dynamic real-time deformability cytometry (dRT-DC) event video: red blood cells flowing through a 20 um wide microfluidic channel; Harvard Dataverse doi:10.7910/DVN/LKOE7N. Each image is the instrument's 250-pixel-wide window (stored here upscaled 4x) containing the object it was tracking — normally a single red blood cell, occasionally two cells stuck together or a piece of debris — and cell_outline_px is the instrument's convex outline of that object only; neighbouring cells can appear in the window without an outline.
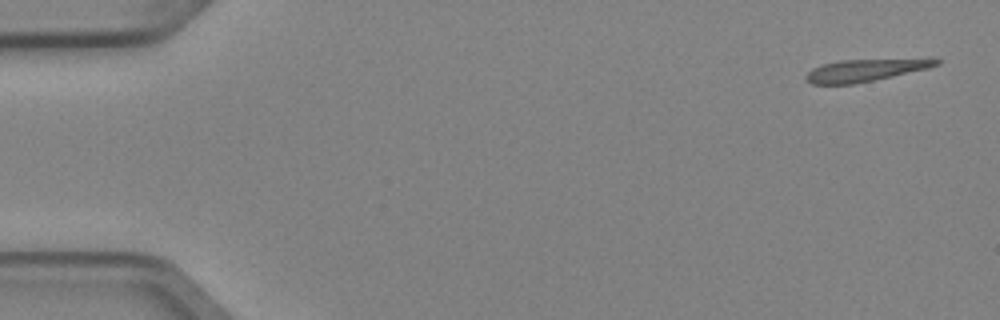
{"species": "Egyptian fruit bat (a non-hibernating species)", "species_latin": "Rousettus aegyptiacus", "temperature_condition": "cold", "stored_images_in_passage": 4, "camera_frame_rate_fps": 3000, "um_per_image_px": 0.085, "animal": {"sex": "female"}, "frame": {"image": 1, "passage_image": 1, "time_ms": 0.0, "image_size_px": [1000, 320], "cell_outline_px": [[940, 64], [928, 68], [892, 76], [852, 84], [812, 84], [804, 80], [804, 76], [812, 68], [820, 64], [840, 60], [932, 56], [940, 60]], "centroid_in_image_um": [73.65, 5.91], "position_along_channel_um": 11.4, "area_um2": 17.74}}
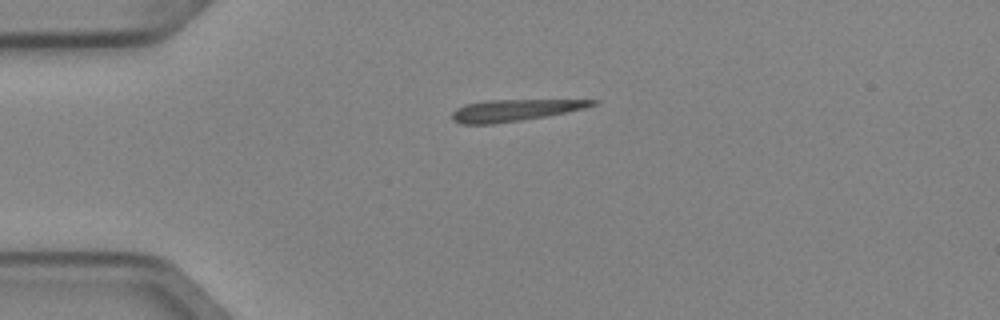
{"frame": {"image": 2, "passage_image": 4, "time_ms": 1.0, "image_size_px": [1000, 320], "cell_outline_px": [[600, 100], [596, 104], [584, 108], [544, 116], [520, 120], [492, 124], [460, 124], [452, 120], [452, 112], [456, 108], [464, 104], [484, 100]], "centroid_in_image_um": [43.65, 9.37], "position_along_channel_um": 41.4, "area_um2": 17.51}}